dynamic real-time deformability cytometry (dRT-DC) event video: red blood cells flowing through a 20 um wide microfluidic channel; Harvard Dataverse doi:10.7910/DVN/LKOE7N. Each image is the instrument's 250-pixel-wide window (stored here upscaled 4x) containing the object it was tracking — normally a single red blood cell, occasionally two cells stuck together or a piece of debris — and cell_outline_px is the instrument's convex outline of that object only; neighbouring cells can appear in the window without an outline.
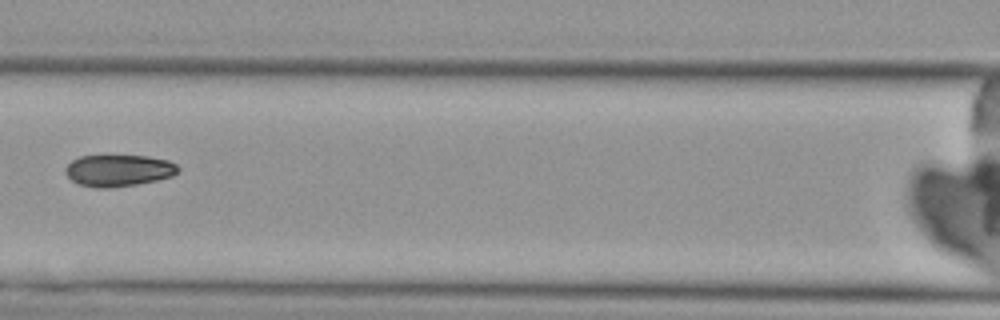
{"species": "Egyptian fruit bat (a non-hibernating species)", "species_latin": "Rousettus aegyptiacus", "temperature_condition": "cold", "stored_images_in_passage": 9, "camera_frame_rate_fps": 3000, "um_per_image_px": 0.085, "animal": {"sex": "female"}, "frame": {"image": 1, "passage_image": 8, "time_ms": 8.333, "image_size_px": [1000, 320], "cell_outline_px": [[180, 168], [172, 176], [156, 180], [136, 184], [112, 188], [96, 188], [76, 184], [64, 172], [64, 168], [72, 160], [80, 156], [148, 156], [168, 160], [176, 164]], "centroid_in_image_um": [10.04, 14.5], "position_along_channel_um": 156.6, "area_um2": 20.87}}
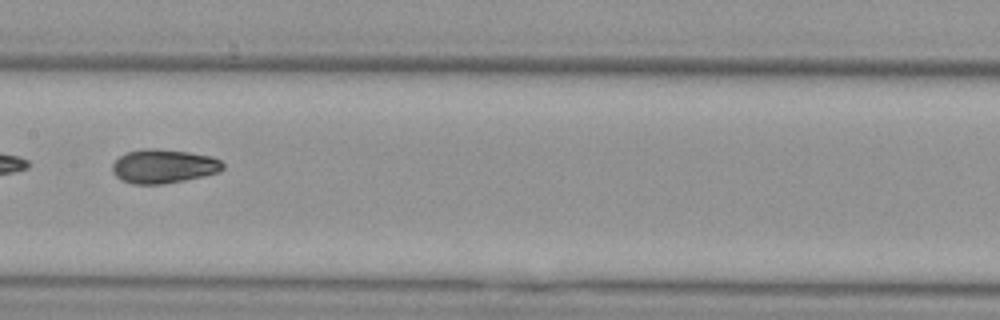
{"frame": {"image": 2, "passage_image": 9, "time_ms": 9.333, "image_size_px": [1000, 320], "cell_outline_px": [[224, 168], [220, 172], [184, 180], [164, 184], [132, 184], [120, 180], [112, 172], [112, 164], [120, 156], [128, 152], [144, 148], [156, 148], [188, 152], [212, 156], [220, 160], [224, 164]], "centroid_in_image_um": [13.9, 14.13], "position_along_channel_um": 193.5, "area_um2": 21.96}}